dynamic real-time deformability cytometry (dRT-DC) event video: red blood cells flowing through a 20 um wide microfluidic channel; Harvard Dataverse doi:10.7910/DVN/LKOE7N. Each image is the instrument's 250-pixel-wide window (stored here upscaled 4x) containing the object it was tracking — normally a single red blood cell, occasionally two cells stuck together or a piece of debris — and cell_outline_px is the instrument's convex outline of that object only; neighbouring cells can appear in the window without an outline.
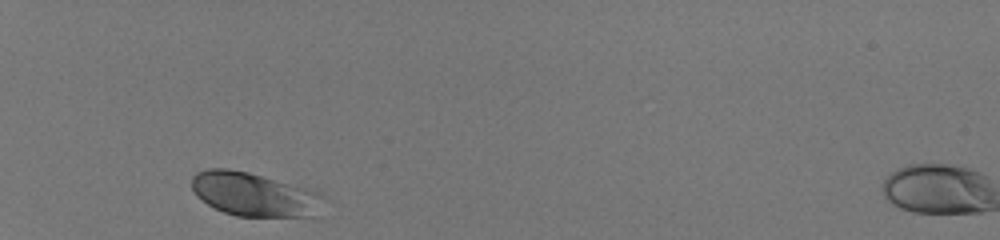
{"species": "human", "species_latin": "Homo sapiens", "temperature_condition": "room temperature", "stored_images_in_passage": 29, "camera_frame_rate_fps": 3000, "um_per_image_px": 0.085, "donor": {"sex": "male"}, "frame": {"image": 1, "passage_image": 1, "time_ms": 0.0, "image_size_px": [1000, 240], "cell_outline_px": [[324, 196], [308, 216], [236, 216], [224, 212], [208, 204], [192, 188], [192, 176], [196, 172], [208, 168], [228, 168], [248, 172], [320, 192]], "centroid_in_image_um": [21.51, 16.49], "position_along_channel_um": 63.5, "area_um2": 32.54}}
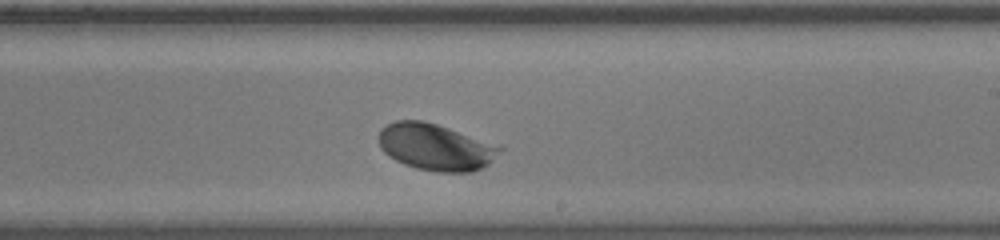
{"frame": {"image": 2, "passage_image": 17, "time_ms": 5.333, "image_size_px": [1000, 240], "cell_outline_px": [[504, 148], [488, 164], [472, 172], [436, 172], [416, 168], [404, 164], [388, 156], [380, 148], [380, 128], [396, 120], [420, 120], [436, 124], [448, 128]], "centroid_in_image_um": [36.99, 12.51], "position_along_channel_um": 252.0, "area_um2": 32.43}}
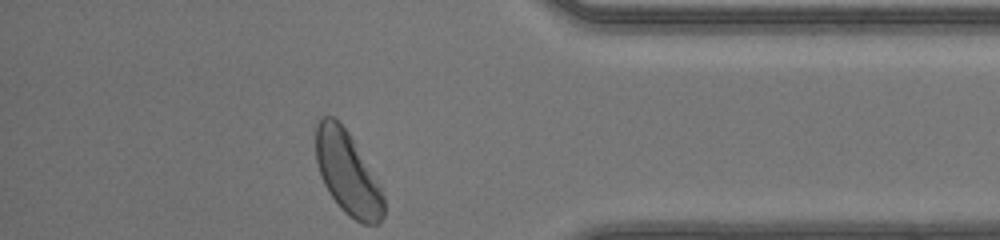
{"frame": {"image": 3, "passage_image": 29, "time_ms": 9.333, "image_size_px": [1000, 240], "cell_outline_px": [[384, 216], [376, 224], [364, 224], [348, 216], [340, 208], [328, 192], [320, 176], [316, 160], [316, 124], [320, 116], [332, 116], [348, 132], [380, 184], [384, 196]], "centroid_in_image_um": [29.53, 14.73], "position_along_channel_um": 405.7, "area_um2": 32.77}, "authors_computed_cell_mechanics": {"area_um2": 32.5992, "velocity_mm_per_s": 4.128, "shape_relaxation_time_tau1_ms": 1.496, "shape_relaxation_time_tau2_ms": null, "deformation_change_tau1": 0.1101, "deformation_change_tau2": null}}